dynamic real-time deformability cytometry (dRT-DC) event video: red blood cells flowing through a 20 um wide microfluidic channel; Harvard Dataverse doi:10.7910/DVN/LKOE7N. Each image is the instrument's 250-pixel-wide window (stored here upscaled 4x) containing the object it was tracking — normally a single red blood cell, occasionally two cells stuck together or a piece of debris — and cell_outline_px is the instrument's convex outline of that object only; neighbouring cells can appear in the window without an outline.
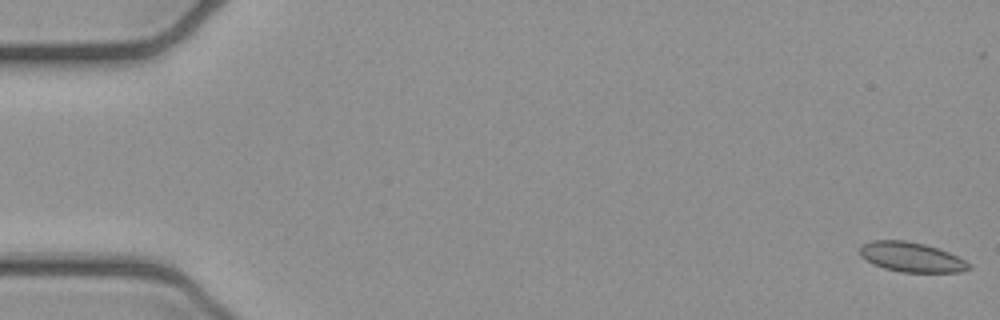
{"species": "common noctule bat (a hibernating species)", "species_latin": "Nyctalus noctula", "temperature_condition": "cold", "stored_images_in_passage": 5, "camera_frame_rate_fps": 3000, "um_per_image_px": 0.085, "animal": {"sex": "female", "body_mass_g": 21.9}, "frame": {"image": 1, "passage_image": 1, "time_ms": 0.0, "image_size_px": [1000, 320], "cell_outline_px": [[972, 268], [960, 272], [900, 272], [884, 268], [872, 264], [860, 256], [860, 244], [872, 240], [904, 240], [924, 244], [948, 252], [972, 264]], "centroid_in_image_um": [77.44, 21.85], "position_along_channel_um": 7.6, "area_um2": 18.96}}
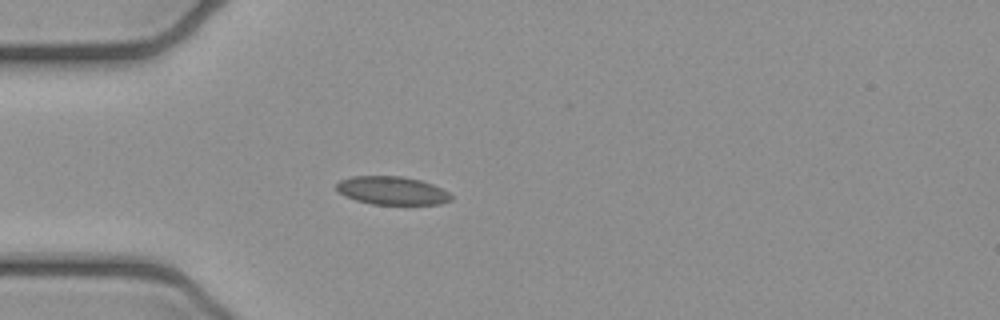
{"frame": {"image": 2, "passage_image": 5, "time_ms": 1.333, "image_size_px": [1000, 320], "cell_outline_px": [[452, 200], [440, 204], [372, 204], [356, 200], [344, 196], [336, 188], [336, 184], [340, 180], [352, 176], [400, 176], [420, 180], [432, 184], [448, 192], [452, 196]], "centroid_in_image_um": [33.31, 16.2], "position_along_channel_um": 51.7, "area_um2": 18.79}}